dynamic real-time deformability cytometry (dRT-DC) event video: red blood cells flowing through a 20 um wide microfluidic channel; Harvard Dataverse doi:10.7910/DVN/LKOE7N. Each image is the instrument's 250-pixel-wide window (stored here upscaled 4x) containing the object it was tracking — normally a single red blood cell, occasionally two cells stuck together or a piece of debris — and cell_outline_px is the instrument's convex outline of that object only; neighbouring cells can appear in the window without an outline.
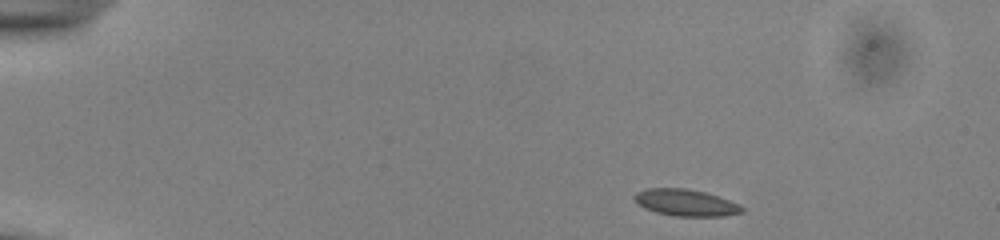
{"species": "common noctule bat (a hibernating species)", "species_latin": "Nyctalus noctula", "temperature_condition": "cold", "stored_images_in_passage": 46, "camera_frame_rate_fps": 3000, "um_per_image_px": 0.085, "animal": {"sex": "male", "body_mass_g": 13.0, "forearm_length_mm": 53.1}, "frame": {"image": 1, "passage_image": 1, "time_ms": 0.0, "image_size_px": [1000, 240], "cell_outline_px": [[744, 212], [724, 216], [676, 216], [656, 212], [644, 208], [632, 196], [636, 192], [648, 188], [688, 188], [704, 192], [740, 204], [744, 208]], "centroid_in_image_um": [58.3, 17.22], "position_along_channel_um": 26.7, "area_um2": 16.65}}
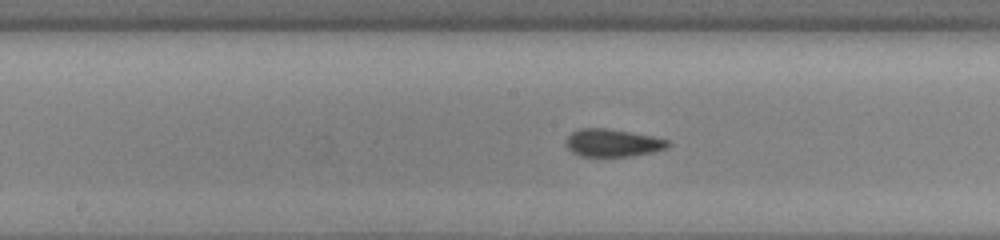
{"frame": {"image": 2, "passage_image": 21, "time_ms": 6.667, "image_size_px": [1000, 240], "cell_outline_px": [[672, 144], [668, 148], [652, 152], [632, 156], [580, 156], [572, 152], [564, 144], [564, 140], [572, 132], [580, 128], [608, 128], [632, 132], [652, 136], [668, 140]], "centroid_in_image_um": [52.07, 12.14], "position_along_channel_um": 196.1, "area_um2": 16.65}}
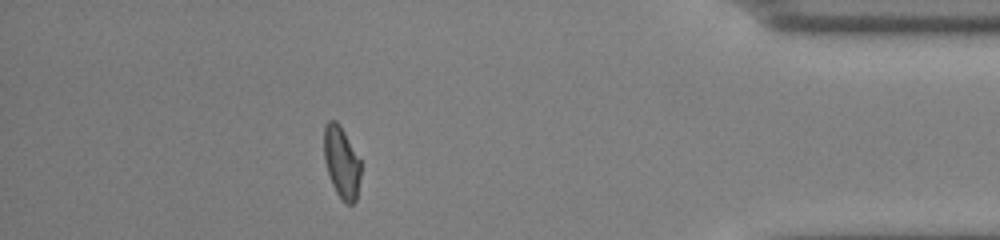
{"frame": {"image": 3, "passage_image": 40, "time_ms": 13.0, "image_size_px": [1000, 240], "cell_outline_px": [[360, 176], [356, 200], [352, 204], [348, 204], [336, 192], [332, 184], [324, 160], [324, 124], [328, 120], [336, 120], [340, 124], [360, 160]], "centroid_in_image_um": [29.02, 13.75], "position_along_channel_um": 406.2, "area_um2": 15.2}, "authors_computed_cell_mechanics": {"area_um2": 16.1551, "velocity_mm_per_s": 3.9123, "shape_relaxation_time_tau1_ms": 4.4379, "shape_relaxation_time_tau2_ms": 1.2827, "deformation_change_tau1": 0.1052, "deformation_change_tau2": 0.0576}}